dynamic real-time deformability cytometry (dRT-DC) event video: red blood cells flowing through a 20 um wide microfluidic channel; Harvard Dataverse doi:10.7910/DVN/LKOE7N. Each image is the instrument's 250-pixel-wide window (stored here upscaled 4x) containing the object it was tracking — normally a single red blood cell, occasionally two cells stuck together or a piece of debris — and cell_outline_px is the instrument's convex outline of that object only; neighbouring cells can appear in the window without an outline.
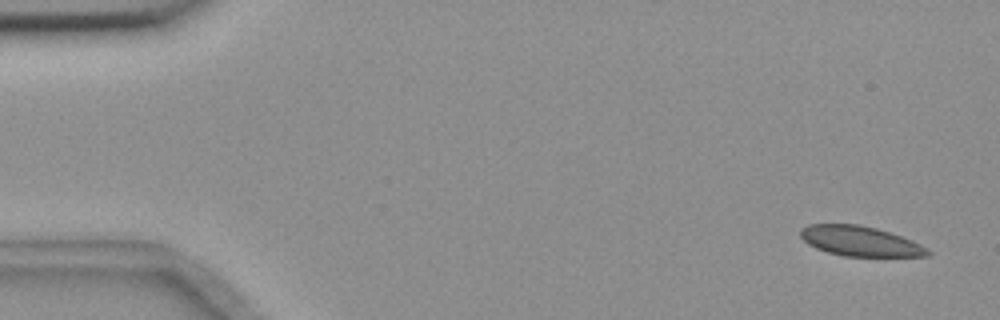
{"species": "common noctule bat (a hibernating species)", "species_latin": "Nyctalus noctula", "temperature_condition": "room temperature", "stored_images_in_passage": 9, "camera_frame_rate_fps": 3000, "um_per_image_px": 0.085, "animal": {"sex": "female", "body_mass_g": 18.4}, "frame": {"image": 1, "passage_image": 1, "time_ms": 0.0, "image_size_px": [1000, 320], "cell_outline_px": [[932, 252], [928, 256], [844, 256], [828, 252], [816, 248], [808, 244], [800, 236], [800, 228], [808, 224], [856, 224], [876, 228], [912, 240], [928, 248]], "centroid_in_image_um": [73.1, 20.49], "position_along_channel_um": 11.9, "area_um2": 22.14}}